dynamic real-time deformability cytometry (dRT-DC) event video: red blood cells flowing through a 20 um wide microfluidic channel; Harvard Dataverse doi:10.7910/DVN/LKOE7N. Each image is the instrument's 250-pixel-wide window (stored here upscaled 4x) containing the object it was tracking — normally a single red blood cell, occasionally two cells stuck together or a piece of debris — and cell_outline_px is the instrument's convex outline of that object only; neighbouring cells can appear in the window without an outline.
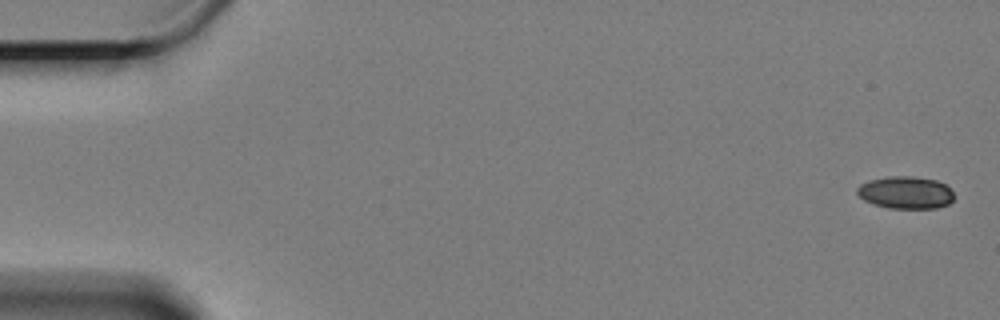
{"species": "Egyptian fruit bat (a non-hibernating species)", "species_latin": "Rousettus aegyptiacus", "temperature_condition": "cold", "stored_images_in_passage": 61, "camera_frame_rate_fps": 3000, "um_per_image_px": 0.085, "animal": {"sex": "female"}, "frame": {"image": 1, "passage_image": 1, "time_ms": 0.0, "image_size_px": [1000, 320], "cell_outline_px": [[952, 200], [948, 204], [936, 208], [892, 208], [876, 204], [864, 200], [856, 192], [856, 188], [860, 184], [868, 180], [888, 176], [912, 176], [936, 180], [944, 184], [952, 192]], "centroid_in_image_um": [76.95, 16.35], "position_along_channel_um": 8.1, "area_um2": 18.09}}
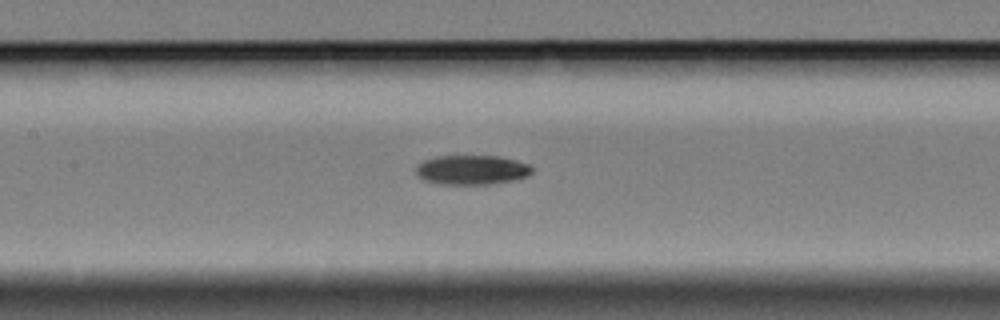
{"frame": {"image": 2, "passage_image": 28, "time_ms": 9.0, "image_size_px": [1000, 320], "cell_outline_px": [[532, 172], [528, 176], [512, 180], [488, 184], [444, 184], [424, 180], [416, 172], [416, 168], [424, 160], [436, 156], [500, 156], [516, 160], [528, 164], [532, 168]], "centroid_in_image_um": [40.13, 14.43], "position_along_channel_um": 167.3, "area_um2": 19.71}}
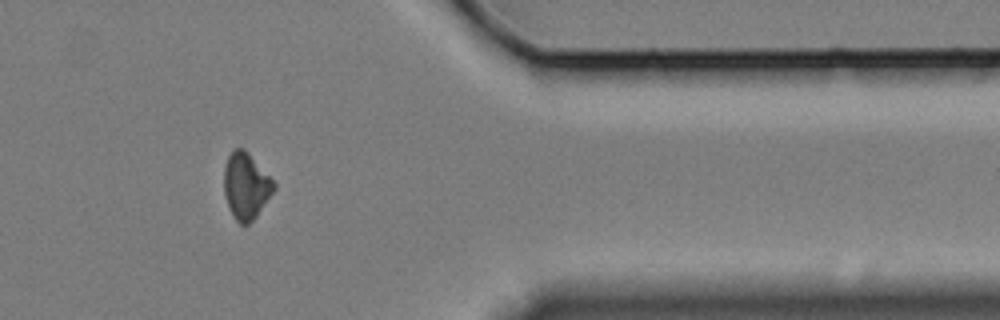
{"frame": {"image": 3, "passage_image": 50, "time_ms": 16.333, "image_size_px": [1000, 320], "cell_outline_px": [[276, 188], [256, 216], [248, 224], [240, 224], [232, 216], [224, 192], [224, 164], [228, 156], [236, 148], [244, 148], [248, 152], [276, 184]], "centroid_in_image_um": [20.9, 15.8], "position_along_channel_um": 390.5, "area_um2": 19.07}}